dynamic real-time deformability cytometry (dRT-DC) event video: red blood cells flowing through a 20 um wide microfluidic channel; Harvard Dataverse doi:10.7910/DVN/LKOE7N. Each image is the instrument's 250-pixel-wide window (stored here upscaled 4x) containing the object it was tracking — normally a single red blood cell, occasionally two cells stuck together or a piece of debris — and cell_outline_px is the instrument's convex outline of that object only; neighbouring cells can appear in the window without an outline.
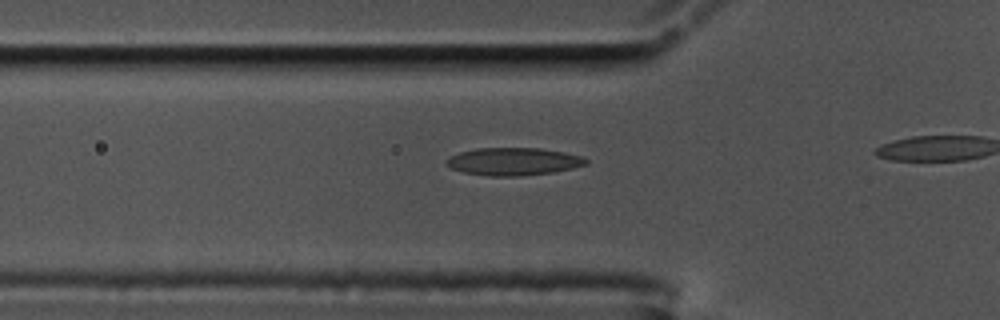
{"species": "common noctule bat (a hibernating species)", "species_latin": "Nyctalus noctula", "temperature_condition": "cold", "stored_images_in_passage": 13, "camera_frame_rate_fps": 3000, "um_per_image_px": 0.085, "animal": {"sex": "male", "body_mass_g": 17.5, "forearm_length_mm": 52.3}, "frame": {"image": 1, "passage_image": 8, "time_ms": 2.333, "image_size_px": [1000, 320], "cell_outline_px": [[588, 164], [572, 168], [552, 172], [524, 176], [488, 176], [464, 172], [452, 168], [444, 164], [444, 160], [460, 152], [476, 148], [540, 148], [564, 152], [580, 156], [588, 160]], "centroid_in_image_um": [43.63, 13.73], "position_along_channel_um": 82.2, "area_um2": 22.48}}
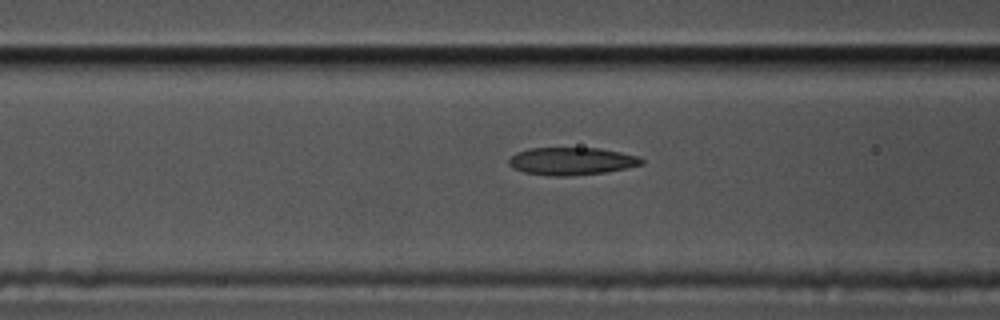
{"frame": {"image": 2, "passage_image": 11, "time_ms": 3.333, "image_size_px": [1000, 320], "cell_outline_px": [[644, 164], [604, 172], [568, 176], [548, 176], [524, 172], [512, 168], [508, 164], [508, 160], [516, 152], [528, 148], [600, 148], [640, 156], [644, 160]], "centroid_in_image_um": [48.56, 13.69], "position_along_channel_um": 118.0, "area_um2": 21.44}}